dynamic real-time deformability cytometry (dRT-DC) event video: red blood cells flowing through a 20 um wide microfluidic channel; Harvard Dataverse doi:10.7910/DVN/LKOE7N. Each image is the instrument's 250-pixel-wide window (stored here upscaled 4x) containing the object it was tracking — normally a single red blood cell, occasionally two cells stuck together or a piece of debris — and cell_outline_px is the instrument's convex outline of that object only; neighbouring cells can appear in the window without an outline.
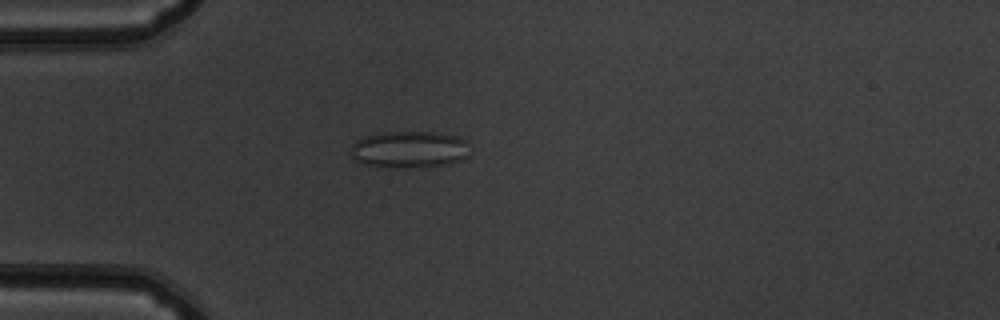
{"species": "common noctule bat (a hibernating species)", "species_latin": "Nyctalus noctula", "temperature_condition": "warm", "stored_images_in_passage": 52, "camera_frame_rate_fps": 3000, "um_per_image_px": 0.085, "animal": {"sex": "male", "body_mass_g": 19.5, "forearm_length_mm": 54.6}, "frame": {"image": 1, "passage_image": 15, "time_ms": 4.667, "image_size_px": [1000, 320], "cell_outline_px": [[468, 156], [460, 160], [448, 164], [364, 164], [356, 160], [352, 156], [352, 144], [356, 140], [364, 136], [384, 132], [432, 132], [456, 136], [464, 140]], "centroid_in_image_um": [34.77, 12.63], "position_along_channel_um": 50.2, "area_um2": 23.93}}
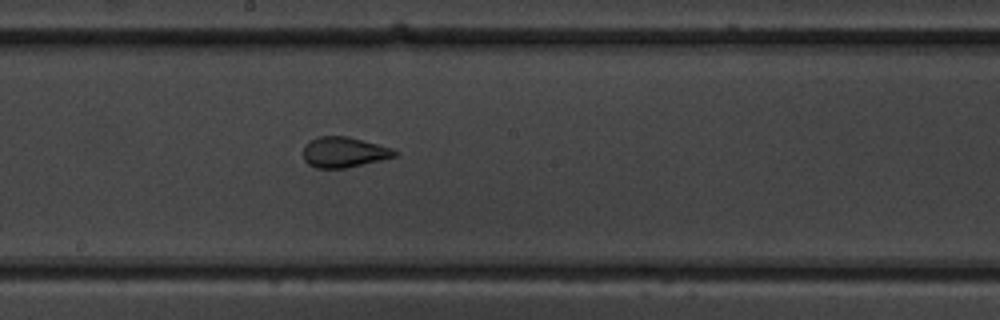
{"frame": {"image": 2, "passage_image": 29, "time_ms": 9.333, "image_size_px": [1000, 320], "cell_outline_px": [[400, 152], [396, 156], [380, 160], [344, 168], [316, 168], [308, 164], [304, 160], [304, 144], [308, 140], [320, 136], [348, 136], [392, 148]], "centroid_in_image_um": [29.22, 12.92], "position_along_channel_um": 219.0, "area_um2": 16.24}}
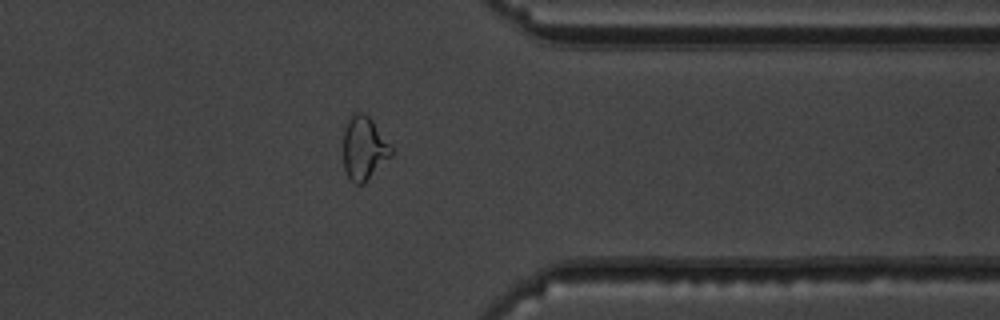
{"frame": {"image": 3, "passage_image": 42, "time_ms": 13.667, "image_size_px": [1000, 320], "cell_outline_px": [[392, 156], [364, 184], [356, 184], [348, 176], [344, 168], [344, 128], [352, 112], [360, 112], [368, 116], [372, 120], [392, 148]], "centroid_in_image_um": [30.94, 12.6], "position_along_channel_um": 380.5, "area_um2": 17.63}, "authors_computed_cell_mechanics": {"area_um2": 19.5653, "velocity_mm_per_s": 3.8954, "shape_relaxation_time_tau1_ms": null, "shape_relaxation_time_tau2_ms": 0.9266, "deformation_change_tau1": null, "deformation_change_tau2": 0.0814}}